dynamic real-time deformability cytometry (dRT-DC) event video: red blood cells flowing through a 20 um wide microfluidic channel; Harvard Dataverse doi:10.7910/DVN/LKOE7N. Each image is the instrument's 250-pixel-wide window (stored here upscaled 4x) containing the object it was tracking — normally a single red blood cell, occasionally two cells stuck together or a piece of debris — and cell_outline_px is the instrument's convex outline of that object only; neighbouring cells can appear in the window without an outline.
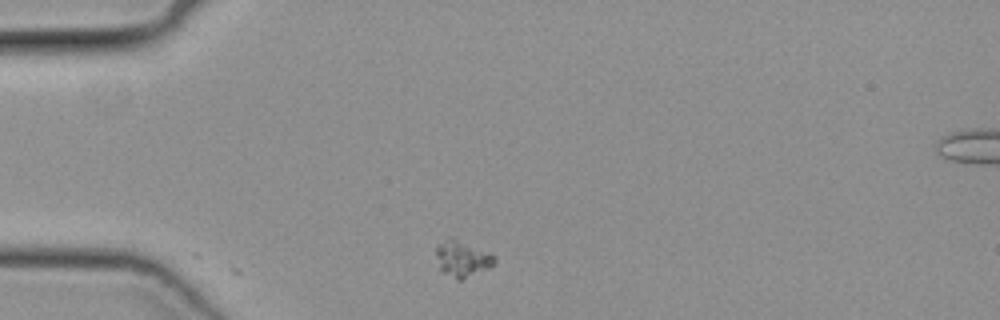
{"species": "common noctule bat (a hibernating species)", "species_latin": "Nyctalus noctula", "temperature_condition": "cold", "stored_images_in_passage": 39, "camera_frame_rate_fps": 3000, "um_per_image_px": 0.085, "animal": {"sex": "female", "body_mass_g": 19.3, "forearm_length_mm": 54.1}, "frame": {"image": 1, "passage_image": 1, "time_ms": 0.0, "image_size_px": [1000, 320], "cell_outline_px": [[496, 260], [488, 268], [464, 280], [456, 280], [444, 272], [440, 268], [436, 256], [436, 244], [448, 236], [452, 236], [488, 252], [496, 256]], "centroid_in_image_um": [39.27, 21.97], "position_along_channel_um": 45.7, "area_um2": 12.48}}
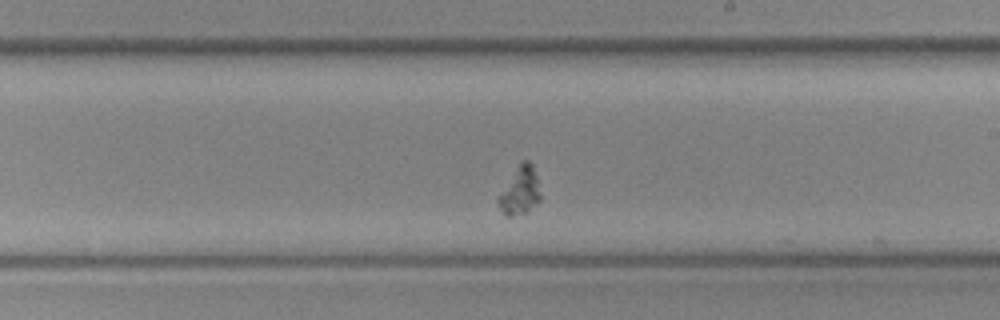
{"frame": {"image": 2, "passage_image": 18, "time_ms": 5.667, "image_size_px": [1000, 320], "cell_outline_px": [[540, 200], [528, 212], [512, 216], [504, 216], [496, 204], [496, 196], [520, 160], [528, 160], [532, 164], [536, 176], [540, 192]], "centroid_in_image_um": [44.13, 16.22], "position_along_channel_um": 244.9, "area_um2": 12.2}}
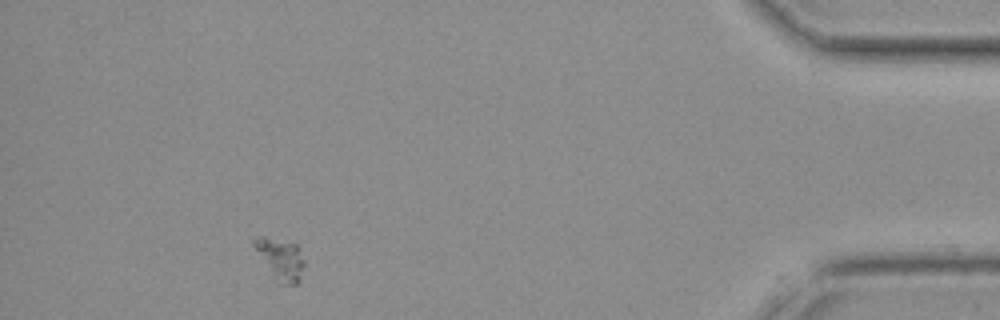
{"frame": {"image": 3, "passage_image": 35, "time_ms": 11.333, "image_size_px": [1000, 320], "cell_outline_px": [[304, 268], [300, 280], [296, 284], [284, 284], [252, 244], [252, 240], [256, 236], [264, 236], [296, 244], [300, 248], [304, 260]], "centroid_in_image_um": [23.92, 21.94], "position_along_channel_um": 411.3, "area_um2": 11.27}}